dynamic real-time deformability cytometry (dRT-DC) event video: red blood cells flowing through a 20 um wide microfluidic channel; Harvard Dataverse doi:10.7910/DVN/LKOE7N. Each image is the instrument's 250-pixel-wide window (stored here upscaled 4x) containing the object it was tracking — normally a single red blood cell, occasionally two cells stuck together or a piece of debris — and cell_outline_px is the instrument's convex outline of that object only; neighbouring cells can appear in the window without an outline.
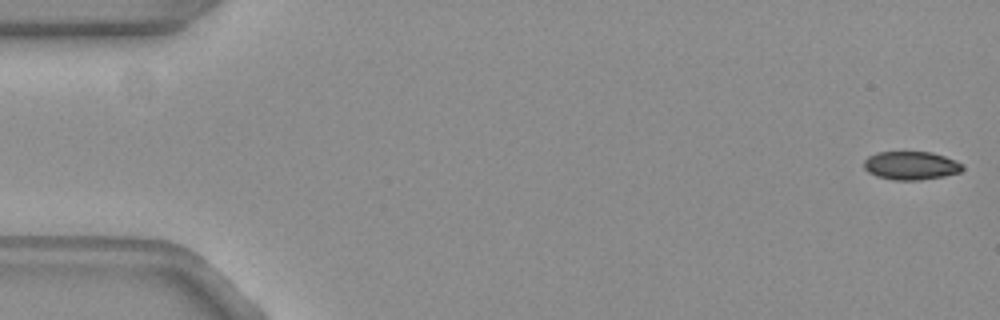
{"species": "common noctule bat (a hibernating species)", "species_latin": "Nyctalus noctula", "temperature_condition": "warm", "stored_images_in_passage": 8, "camera_frame_rate_fps": 3000, "um_per_image_px": 0.085, "animal": {"sex": "female", "body_mass_g": 19.3, "forearm_length_mm": 54.1}, "frame": {"image": 1, "passage_image": 1, "time_ms": 0.0, "image_size_px": [1000, 320], "cell_outline_px": [[964, 168], [960, 172], [944, 176], [920, 180], [896, 180], [876, 176], [868, 172], [864, 168], [864, 160], [868, 156], [876, 152], [932, 152], [944, 156], [960, 164]], "centroid_in_image_um": [77.39, 14.07], "position_along_channel_um": 7.6, "area_um2": 16.18}}